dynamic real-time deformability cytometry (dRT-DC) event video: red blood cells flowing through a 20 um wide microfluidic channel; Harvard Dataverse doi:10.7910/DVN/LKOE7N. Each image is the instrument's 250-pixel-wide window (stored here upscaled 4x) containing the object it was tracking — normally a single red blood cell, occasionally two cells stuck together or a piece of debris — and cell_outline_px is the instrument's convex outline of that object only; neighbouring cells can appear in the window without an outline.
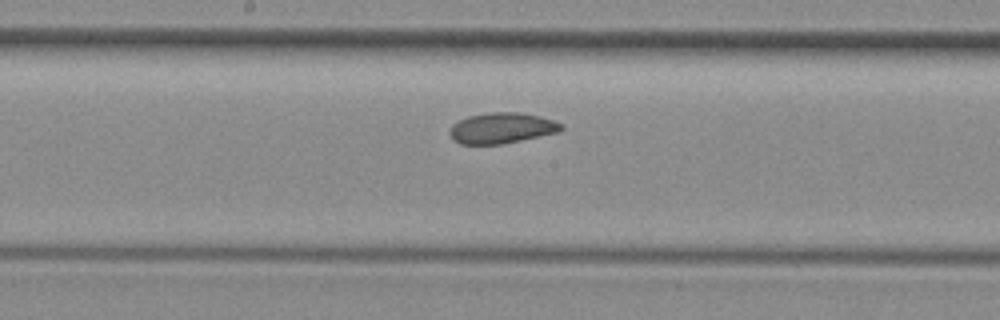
{"species": "common noctule bat (a hibernating species)", "species_latin": "Nyctalus noctula", "temperature_condition": "room temperature", "stored_images_in_passage": 8, "camera_frame_rate_fps": 3000, "um_per_image_px": 0.085, "animal": {"sex": "female", "body_mass_g": 29.2, "forearm_length_mm": 56.3}, "frame": {"image": 1, "passage_image": 7, "time_ms": 7.667, "image_size_px": [1000, 320], "cell_outline_px": [[564, 128], [560, 132], [500, 144], [460, 144], [452, 140], [452, 124], [468, 116], [488, 112], [520, 112], [540, 116], [564, 124]], "centroid_in_image_um": [42.69, 10.88], "position_along_channel_um": 205.5, "area_um2": 19.88}}